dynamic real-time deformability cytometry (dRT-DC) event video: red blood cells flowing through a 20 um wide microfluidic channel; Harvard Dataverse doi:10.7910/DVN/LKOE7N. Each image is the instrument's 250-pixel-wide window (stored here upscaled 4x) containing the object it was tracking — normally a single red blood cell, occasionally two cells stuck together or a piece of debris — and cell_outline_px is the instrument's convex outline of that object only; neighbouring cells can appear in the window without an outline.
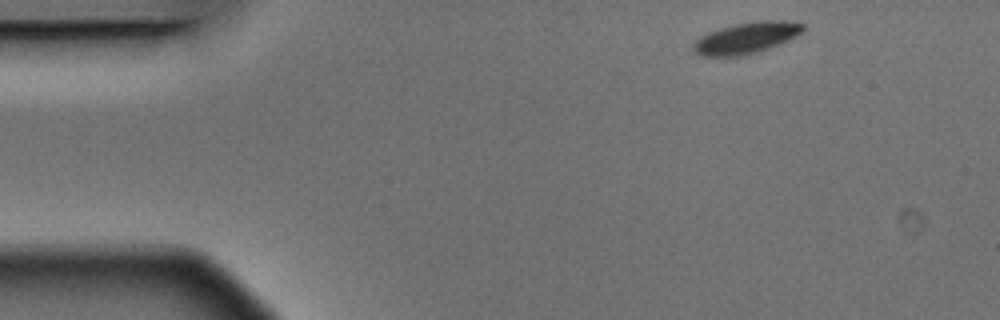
{"species": "Egyptian fruit bat (a non-hibernating species)", "species_latin": "Rousettus aegyptiacus", "temperature_condition": "warm", "stored_images_in_passage": 4, "camera_frame_rate_fps": 3000, "um_per_image_px": 0.085, "animal": {"sex": "male"}, "frame": {"image": 1, "passage_image": 1, "time_ms": 0.0, "image_size_px": [1000, 320], "cell_outline_px": [[804, 32], [768, 48], [756, 52], [740, 56], [704, 56], [696, 52], [692, 48], [692, 44], [696, 40], [708, 32], [720, 28], [736, 24], [760, 20], [784, 20], [804, 24]], "centroid_in_image_um": [63.44, 3.21], "position_along_channel_um": 21.6, "area_um2": 19.71}}
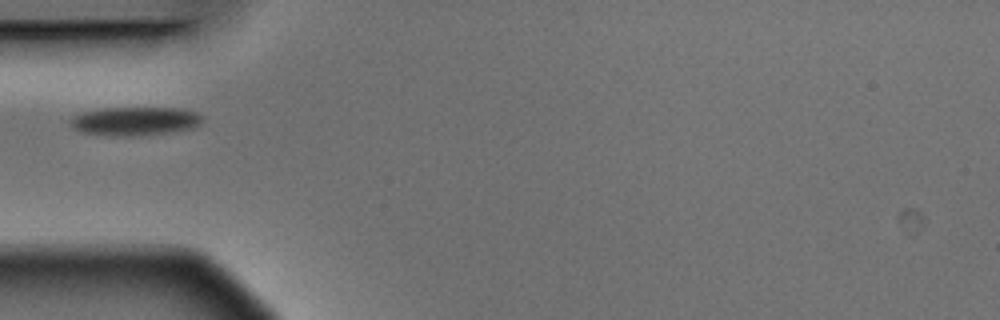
{"frame": {"image": 2, "passage_image": 4, "time_ms": 1.0, "image_size_px": [1000, 320], "cell_outline_px": [[200, 124], [196, 128], [132, 136], [112, 136], [84, 132], [68, 124], [72, 116], [84, 112], [104, 108], [180, 108], [196, 112], [200, 116]], "centroid_in_image_um": [11.46, 10.29], "position_along_channel_um": 73.5, "area_um2": 21.68}}